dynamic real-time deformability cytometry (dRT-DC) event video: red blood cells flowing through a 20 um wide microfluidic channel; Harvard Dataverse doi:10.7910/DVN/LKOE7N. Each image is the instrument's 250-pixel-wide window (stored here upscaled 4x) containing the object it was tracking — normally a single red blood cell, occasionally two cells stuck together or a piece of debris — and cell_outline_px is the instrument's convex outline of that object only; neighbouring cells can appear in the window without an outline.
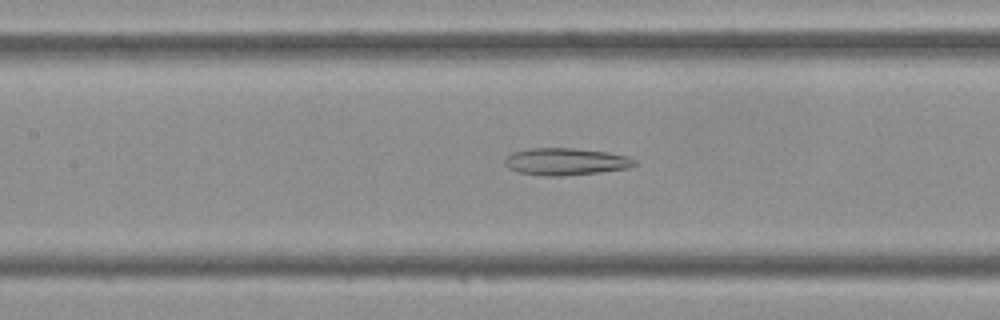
{"species": "Egyptian fruit bat (a non-hibernating species)", "species_latin": "Rousettus aegyptiacus", "temperature_condition": "cold", "stored_images_in_passage": 43, "camera_frame_rate_fps": 3000, "um_per_image_px": 0.085, "frame": {"image": 1, "passage_image": 18, "time_ms": 5.667, "image_size_px": [1000, 320], "cell_outline_px": [[636, 164], [628, 168], [600, 172], [560, 176], [544, 176], [516, 172], [508, 168], [504, 164], [504, 160], [512, 152], [528, 148], [572, 148], [608, 152], [628, 156], [636, 160]], "centroid_in_image_um": [48.06, 13.73], "position_along_channel_um": 159.3, "area_um2": 20.63}}
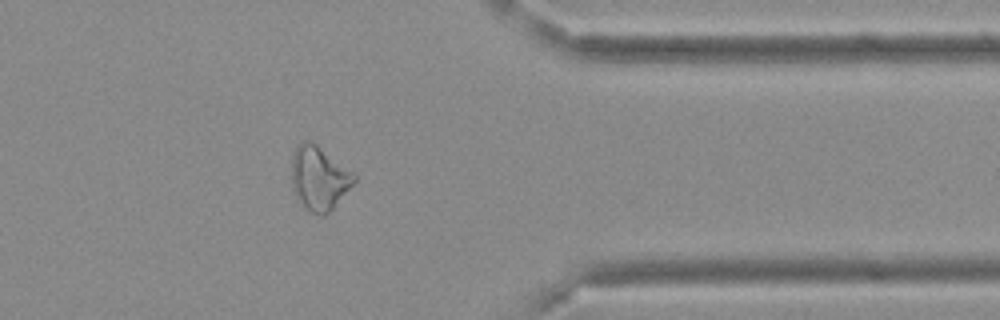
{"frame": {"image": 2, "passage_image": 34, "time_ms": 11.0, "image_size_px": [1000, 320], "cell_outline_px": [[356, 180], [332, 208], [324, 216], [320, 216], [304, 208], [292, 188], [292, 156], [296, 148], [304, 140], [312, 140], [356, 172]], "centroid_in_image_um": [27.14, 15.1], "position_along_channel_um": 384.3, "area_um2": 23.41}}
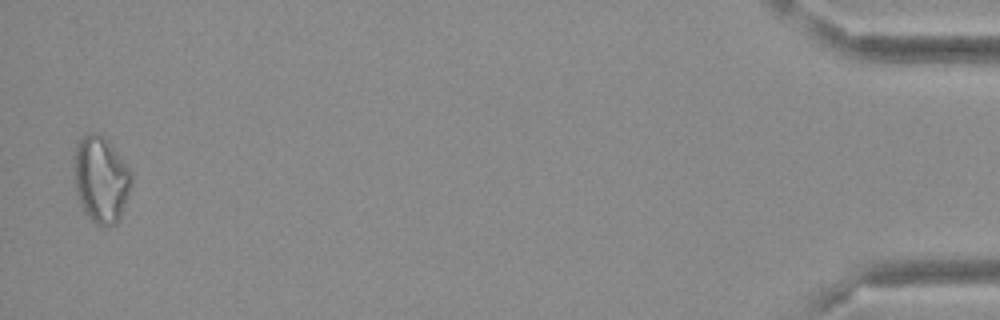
{"frame": {"image": 3, "passage_image": 42, "time_ms": 13.667, "image_size_px": [1000, 320], "cell_outline_px": [[132, 180], [120, 216], [116, 224], [100, 228], [84, 212], [76, 192], [72, 168], [72, 156], [80, 140], [88, 132], [92, 132], [104, 136], [132, 168]], "centroid_in_image_um": [8.56, 15.23], "position_along_channel_um": 426.6, "area_um2": 29.36}}